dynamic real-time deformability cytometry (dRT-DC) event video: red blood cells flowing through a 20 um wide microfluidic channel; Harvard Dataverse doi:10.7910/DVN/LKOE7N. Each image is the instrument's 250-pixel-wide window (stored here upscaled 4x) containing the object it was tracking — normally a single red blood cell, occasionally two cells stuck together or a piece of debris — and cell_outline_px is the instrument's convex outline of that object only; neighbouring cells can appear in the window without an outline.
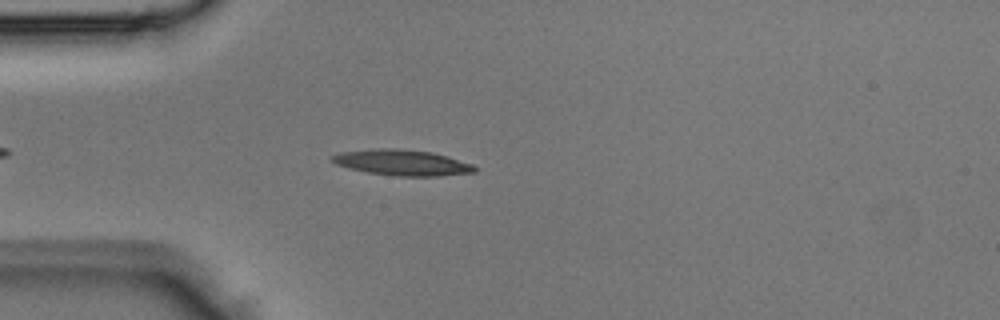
{"species": "Egyptian fruit bat (a non-hibernating species)", "species_latin": "Rousettus aegyptiacus", "temperature_condition": "room temperature", "stored_images_in_passage": 2, "camera_frame_rate_fps": 3000, "um_per_image_px": 0.085, "animal": {"sex": "male"}, "frame": {"image": 1, "passage_image": 2, "time_ms": 0.333, "image_size_px": [1000, 320], "cell_outline_px": [[476, 172], [440, 176], [396, 176], [368, 172], [336, 164], [328, 156], [340, 152], [372, 148], [396, 148], [432, 152], [472, 164], [476, 168]], "centroid_in_image_um": [34.16, 13.81], "position_along_channel_um": 50.8, "area_um2": 21.33}}